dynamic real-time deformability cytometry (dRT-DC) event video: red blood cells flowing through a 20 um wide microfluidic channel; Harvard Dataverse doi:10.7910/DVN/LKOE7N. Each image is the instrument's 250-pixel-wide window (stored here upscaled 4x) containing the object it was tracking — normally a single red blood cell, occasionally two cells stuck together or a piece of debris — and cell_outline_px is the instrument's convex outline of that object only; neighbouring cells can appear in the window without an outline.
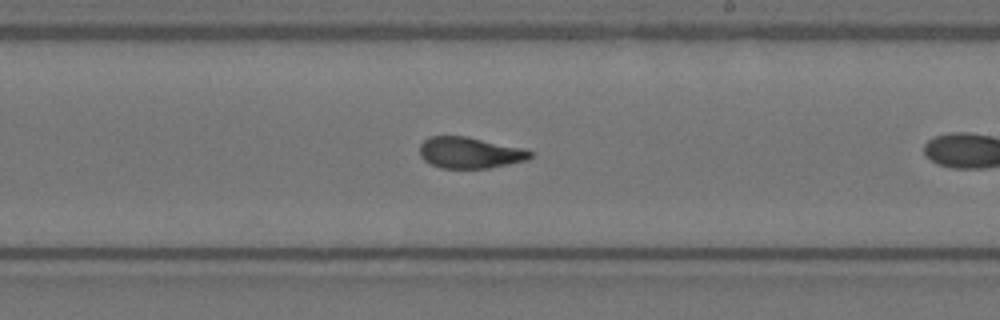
{"species": "Egyptian fruit bat (a non-hibernating species)", "species_latin": "Rousettus aegyptiacus", "temperature_condition": "warm", "stored_images_in_passage": 44, "camera_frame_rate_fps": 3000, "um_per_image_px": 0.085, "animal": {"sex": "female"}, "frame": {"image": 1, "passage_image": 19, "time_ms": 6.0, "image_size_px": [1000, 320], "cell_outline_px": [[536, 152], [528, 160], [488, 168], [440, 168], [424, 160], [420, 156], [420, 144], [424, 140], [432, 136], [468, 136], [524, 148]], "centroid_in_image_um": [39.98, 12.97], "position_along_channel_um": 249.0, "area_um2": 20.29}}
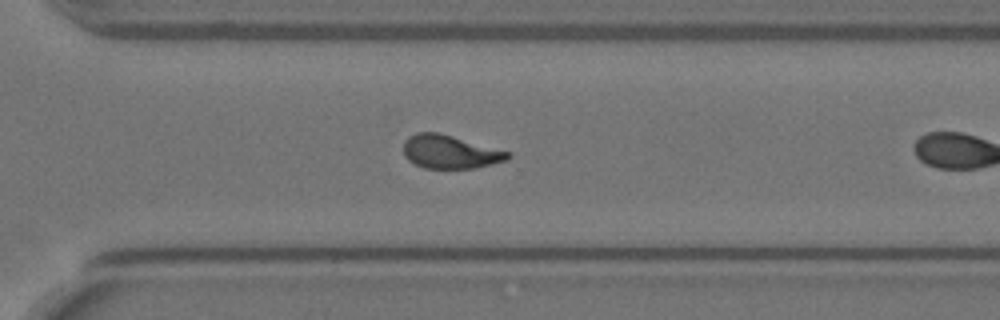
{"frame": {"image": 2, "passage_image": 26, "time_ms": 8.333, "image_size_px": [1000, 320], "cell_outline_px": [[512, 156], [508, 160], [476, 168], [424, 168], [408, 160], [404, 156], [404, 140], [408, 136], [416, 132], [440, 132], [512, 152]], "centroid_in_image_um": [38.28, 12.89], "position_along_channel_um": 332.3, "area_um2": 20.63}, "authors_computed_cell_mechanics": {"area_um2": 20.5768, "velocity_mm_per_s": 3.5826, "shape_relaxation_time_tau1_ms": 3.0068, "shape_relaxation_time_tau2_ms": 1.4698, "deformation_change_tau1": 0.2851, "deformation_change_tau2": 0.0964}}